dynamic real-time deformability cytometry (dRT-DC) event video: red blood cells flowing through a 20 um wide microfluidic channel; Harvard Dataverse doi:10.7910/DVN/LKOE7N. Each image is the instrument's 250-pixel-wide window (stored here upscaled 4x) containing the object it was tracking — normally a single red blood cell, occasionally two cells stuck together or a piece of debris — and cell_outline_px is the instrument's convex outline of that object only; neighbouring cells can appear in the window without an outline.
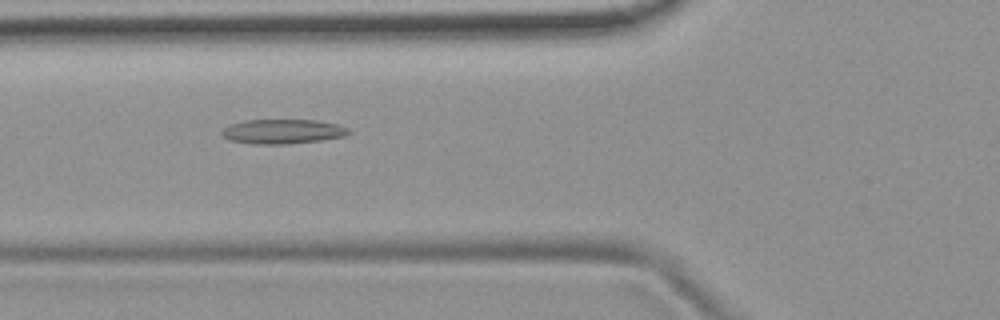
{"species": "common noctule bat (a hibernating species)", "species_latin": "Nyctalus noctula", "temperature_condition": "room temperature", "stored_images_in_passage": 53, "camera_frame_rate_fps": 3000, "um_per_image_px": 0.085, "animal": {"sex": "female", "body_mass_g": 19.9}, "frame": {"image": 1, "passage_image": 20, "time_ms": 6.333, "image_size_px": [1000, 320], "cell_outline_px": [[352, 132], [344, 136], [324, 140], [284, 144], [252, 144], [228, 140], [220, 132], [228, 124], [244, 120], [316, 120], [340, 124], [348, 128]], "centroid_in_image_um": [24.03, 11.17], "position_along_channel_um": 101.8, "area_um2": 18.38}}
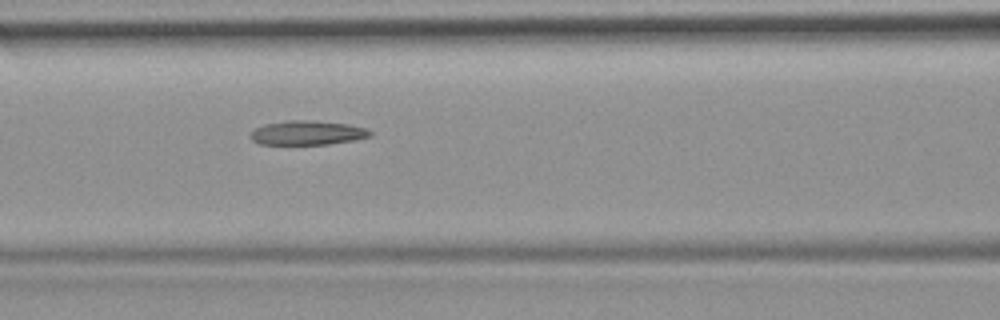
{"frame": {"image": 2, "passage_image": 23, "time_ms": 7.333, "image_size_px": [1000, 320], "cell_outline_px": [[372, 136], [352, 140], [328, 144], [260, 144], [252, 140], [252, 132], [256, 128], [264, 124], [288, 120], [312, 120], [348, 124], [364, 128], [372, 132]], "centroid_in_image_um": [26.13, 11.28], "position_along_channel_um": 140.5, "area_um2": 16.7}}
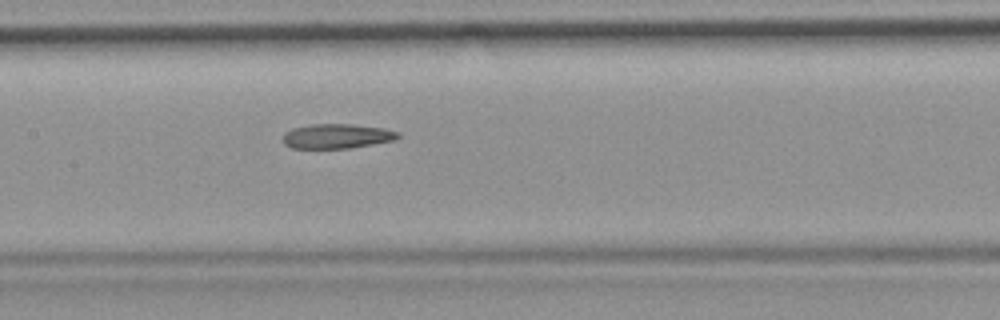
{"frame": {"image": 3, "passage_image": 26, "time_ms": 8.333, "image_size_px": [1000, 320], "cell_outline_px": [[400, 136], [396, 140], [348, 148], [292, 148], [284, 144], [284, 132], [292, 128], [312, 124], [352, 124], [384, 128], [396, 132]], "centroid_in_image_um": [28.62, 11.57], "position_along_channel_um": 178.8, "area_um2": 16.42}, "authors_computed_cell_mechanics": {"area_um2": 17.7446, "velocity_mm_per_s": 3.8423, "shape_relaxation_time_tau1_ms": null, "shape_relaxation_time_tau2_ms": 7.7168, "deformation_change_tau1": null, "deformation_change_tau2": 0.1901}}